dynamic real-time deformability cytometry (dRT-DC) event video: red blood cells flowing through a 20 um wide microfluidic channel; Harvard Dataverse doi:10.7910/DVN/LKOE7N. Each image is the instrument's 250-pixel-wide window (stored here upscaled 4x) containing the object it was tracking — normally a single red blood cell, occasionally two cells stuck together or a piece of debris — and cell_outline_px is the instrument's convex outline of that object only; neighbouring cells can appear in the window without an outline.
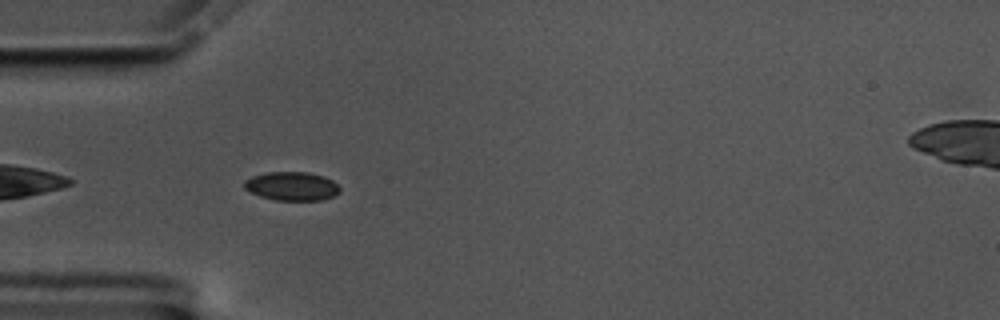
{"species": "common noctule bat (a hibernating species)", "species_latin": "Nyctalus noctula", "temperature_condition": "cold", "stored_images_in_passage": 44, "camera_frame_rate_fps": 3000, "um_per_image_px": 0.085, "animal": {"sex": "male", "body_mass_g": 17.5, "forearm_length_mm": 52.3}, "frame": {"image": 1, "passage_image": 3, "time_ms": 0.667, "image_size_px": [1000, 320], "cell_outline_px": [[340, 192], [332, 196], [320, 200], [276, 200], [260, 196], [244, 188], [244, 180], [252, 176], [264, 172], [308, 172], [324, 176], [332, 180], [340, 188]], "centroid_in_image_um": [24.79, 15.81], "position_along_channel_um": 60.2, "area_um2": 15.95}}
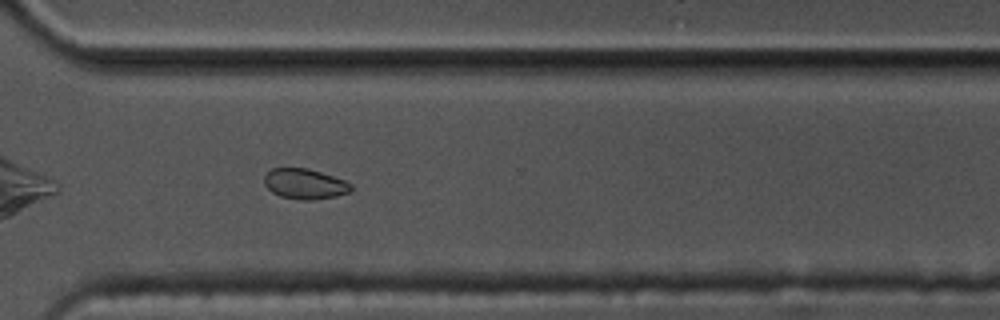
{"frame": {"image": 2, "passage_image": 28, "time_ms": 9.0, "image_size_px": [1000, 320], "cell_outline_px": [[352, 188], [348, 192], [336, 196], [312, 200], [300, 200], [280, 196], [272, 192], [264, 184], [264, 176], [272, 168], [308, 168], [344, 180], [352, 184]], "centroid_in_image_um": [25.89, 15.63], "position_along_channel_um": 344.7, "area_um2": 15.26}}
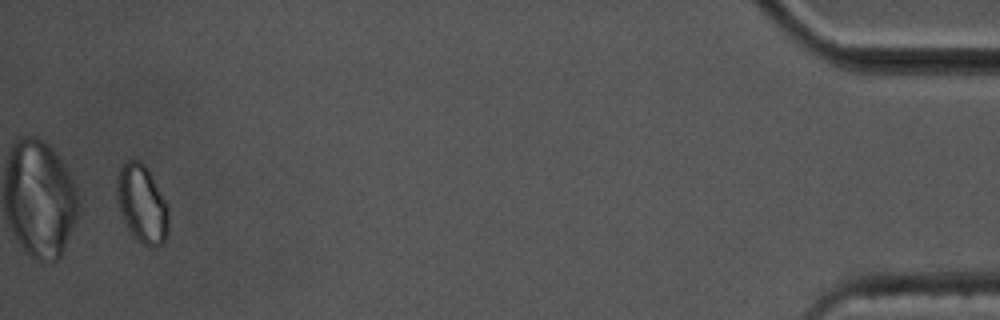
{"frame": {"image": 3, "passage_image": 42, "time_ms": 13.667, "image_size_px": [1000, 320], "cell_outline_px": [[168, 232], [164, 244], [156, 248], [152, 248], [140, 244], [136, 240], [128, 228], [120, 212], [116, 192], [116, 180], [120, 168], [128, 160], [140, 160], [148, 168], [168, 204]], "centroid_in_image_um": [12.09, 17.37], "position_along_channel_um": 423.1, "area_um2": 23.93}}